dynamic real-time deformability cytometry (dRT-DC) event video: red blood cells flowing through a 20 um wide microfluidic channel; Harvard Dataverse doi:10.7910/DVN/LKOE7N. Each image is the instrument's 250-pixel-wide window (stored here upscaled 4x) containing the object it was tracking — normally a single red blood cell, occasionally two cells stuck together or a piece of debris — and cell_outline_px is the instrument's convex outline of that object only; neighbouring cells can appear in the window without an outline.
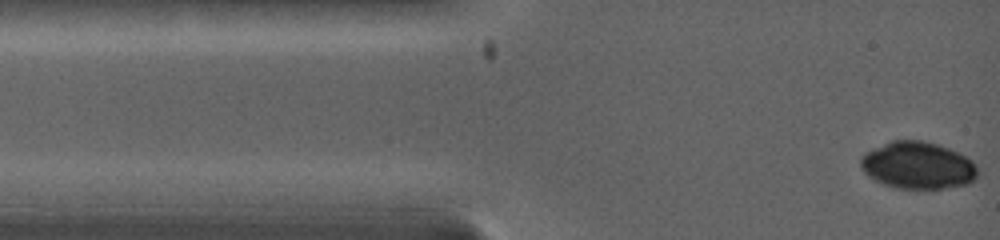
{"species": "common noctule bat (a hibernating species)", "species_latin": "Nyctalus noctula", "temperature_condition": "warm", "stored_images_in_passage": 59, "camera_frame_rate_fps": 5000, "um_per_image_px": 0.085, "animal": {"sex": "female", "body_mass_g": 19.0, "forearm_length_mm": 53.3}, "frame": {"image": 1, "passage_image": 1, "time_ms": 0.0, "image_size_px": [1000, 240], "cell_outline_px": [[976, 176], [968, 184], [944, 188], [896, 188], [884, 184], [868, 176], [864, 172], [860, 164], [860, 156], [864, 152], [892, 140], [920, 140], [936, 144], [948, 148], [972, 160], [976, 164]], "centroid_in_image_um": [77.97, 14.05], "position_along_channel_um": 7.0, "area_um2": 31.91}}